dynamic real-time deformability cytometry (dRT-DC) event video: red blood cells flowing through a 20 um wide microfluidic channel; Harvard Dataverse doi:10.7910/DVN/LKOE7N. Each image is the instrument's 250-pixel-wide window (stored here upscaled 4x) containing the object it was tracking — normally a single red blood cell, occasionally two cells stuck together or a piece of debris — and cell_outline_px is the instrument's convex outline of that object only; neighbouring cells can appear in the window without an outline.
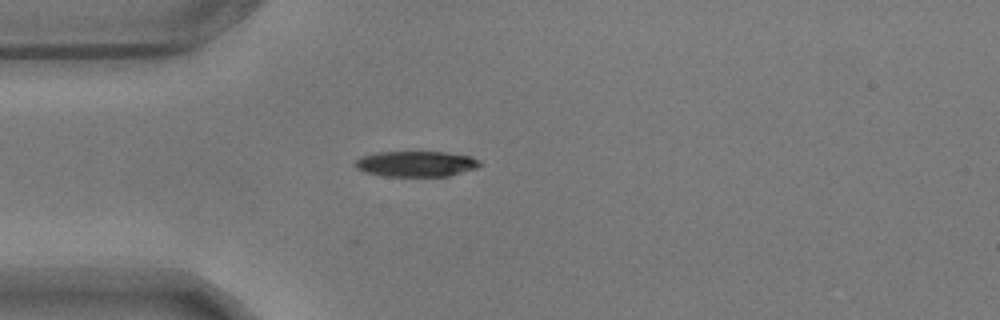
{"species": "common noctule bat (a hibernating species)", "species_latin": "Nyctalus noctula", "temperature_condition": "warm", "stored_images_in_passage": 34, "camera_frame_rate_fps": 3000, "um_per_image_px": 0.085, "animal": {"sex": "male", "body_mass_g": 17.9}, "frame": {"image": 1, "passage_image": 1, "time_ms": 0.0, "image_size_px": [1000, 320], "cell_outline_px": [[484, 164], [476, 168], [448, 176], [384, 176], [364, 172], [356, 168], [352, 164], [360, 156], [376, 152], [444, 152], [472, 156], [480, 160]], "centroid_in_image_um": [35.36, 13.92], "position_along_channel_um": 49.6, "area_um2": 18.84}}
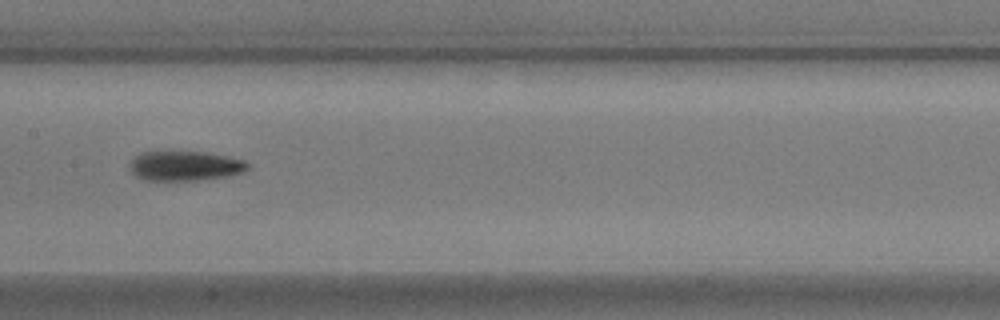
{"frame": {"image": 2, "passage_image": 14, "time_ms": 4.333, "image_size_px": [1000, 320], "cell_outline_px": [[248, 168], [240, 172], [224, 176], [196, 180], [148, 180], [136, 176], [132, 172], [132, 160], [140, 152], [168, 148], [172, 148], [204, 152], [244, 160], [248, 164]], "centroid_in_image_um": [15.65, 14.03], "position_along_channel_um": 191.7, "area_um2": 20.75}}
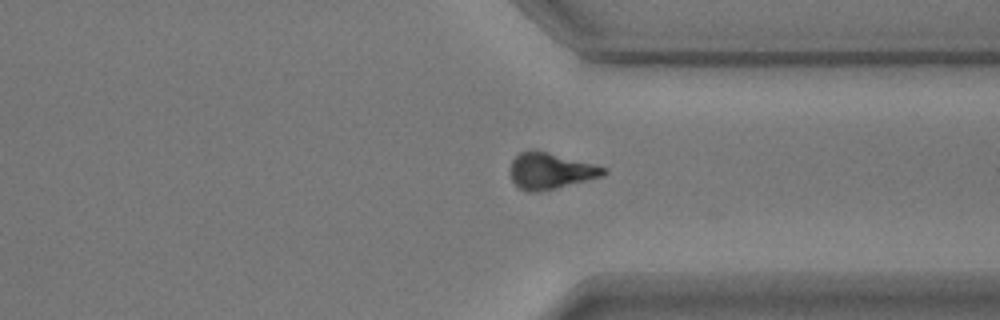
{"frame": {"image": 3, "passage_image": 29, "time_ms": 9.333, "image_size_px": [1000, 320], "cell_outline_px": [[608, 172], [604, 176], [556, 188], [536, 192], [528, 192], [520, 188], [512, 180], [512, 160], [520, 152], [548, 152], [596, 164], [608, 168]], "centroid_in_image_um": [46.88, 14.54], "position_along_channel_um": 364.5, "area_um2": 19.36}, "authors_computed_cell_mechanics": {"area_um2": 20.0566, "velocity_mm_per_s": 3.4709, "shape_relaxation_time_tau1_ms": 3.3362, "shape_relaxation_time_tau2_ms": null, "deformation_change_tau1": 0.1442, "deformation_change_tau2": null}}